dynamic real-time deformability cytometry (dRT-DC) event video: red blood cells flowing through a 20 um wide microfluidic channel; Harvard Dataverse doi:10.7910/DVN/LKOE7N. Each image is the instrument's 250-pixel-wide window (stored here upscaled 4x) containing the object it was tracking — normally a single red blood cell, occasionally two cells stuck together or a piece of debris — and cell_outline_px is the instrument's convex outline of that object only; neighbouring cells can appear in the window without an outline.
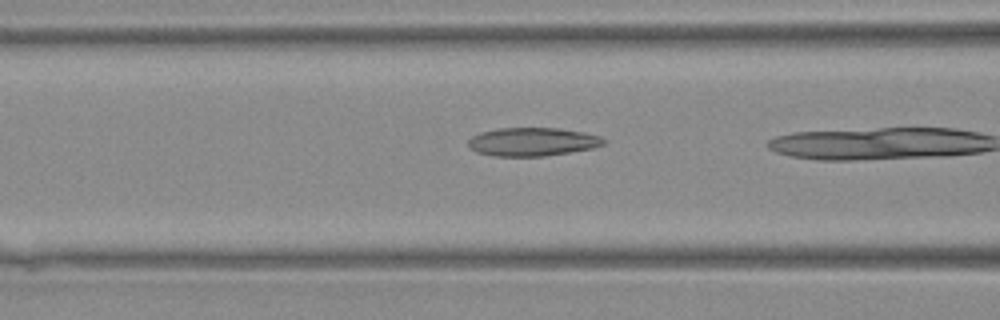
{"species": "Egyptian fruit bat (a non-hibernating species)", "species_latin": "Rousettus aegyptiacus", "temperature_condition": "warm", "stored_images_in_passage": 8, "camera_frame_rate_fps": 3000, "um_per_image_px": 0.085, "animal": {"sex": "female"}, "frame": {"image": 1, "passage_image": 7, "time_ms": 2.0, "image_size_px": [1000, 320], "cell_outline_px": [[604, 144], [592, 148], [544, 156], [496, 156], [476, 152], [468, 148], [468, 140], [472, 136], [480, 132], [500, 128], [556, 128], [584, 132], [600, 136], [604, 140]], "centroid_in_image_um": [45.21, 12.05], "position_along_channel_um": 121.4, "area_um2": 22.31}}